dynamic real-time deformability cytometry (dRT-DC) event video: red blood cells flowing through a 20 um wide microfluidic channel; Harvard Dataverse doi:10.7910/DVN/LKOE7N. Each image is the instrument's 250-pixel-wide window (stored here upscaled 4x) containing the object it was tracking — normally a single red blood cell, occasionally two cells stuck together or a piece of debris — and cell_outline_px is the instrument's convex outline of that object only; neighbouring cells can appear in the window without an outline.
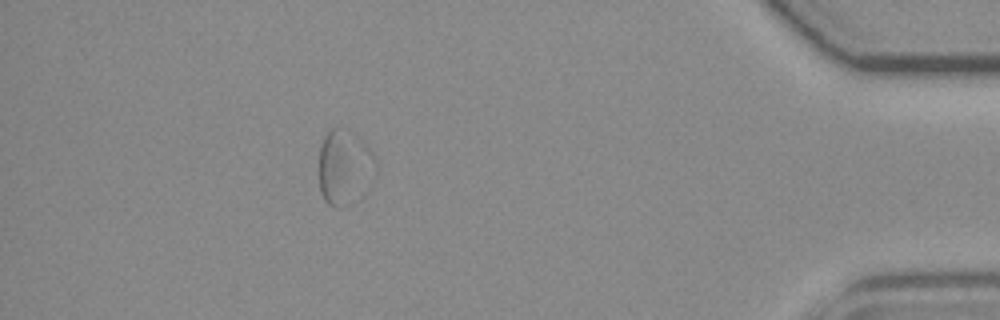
{"species": "common noctule bat (a hibernating species)", "species_latin": "Nyctalus noctula", "temperature_condition": "room temperature", "stored_images_in_passage": 46, "segment_of_instrument_passage": [2, 3], "camera_frame_rate_fps": 3000, "um_per_image_px": 0.085, "animal": {"sex": "female", "body_mass_g": 19.3, "forearm_length_mm": 54.1}, "frame": {"image": 1, "passage_image": 40, "time_ms": 13.0, "image_size_px": [1000, 320], "cell_outline_px": [[344, 160], [340, 208], [336, 208], [328, 204], [324, 200], [320, 192], [316, 172], [316, 168], [320, 148], [324, 136], [332, 128], [336, 128]], "centroid_in_image_um": [28.11, 14.36], "position_along_channel_um": 407.1, "area_um2": 11.68}}